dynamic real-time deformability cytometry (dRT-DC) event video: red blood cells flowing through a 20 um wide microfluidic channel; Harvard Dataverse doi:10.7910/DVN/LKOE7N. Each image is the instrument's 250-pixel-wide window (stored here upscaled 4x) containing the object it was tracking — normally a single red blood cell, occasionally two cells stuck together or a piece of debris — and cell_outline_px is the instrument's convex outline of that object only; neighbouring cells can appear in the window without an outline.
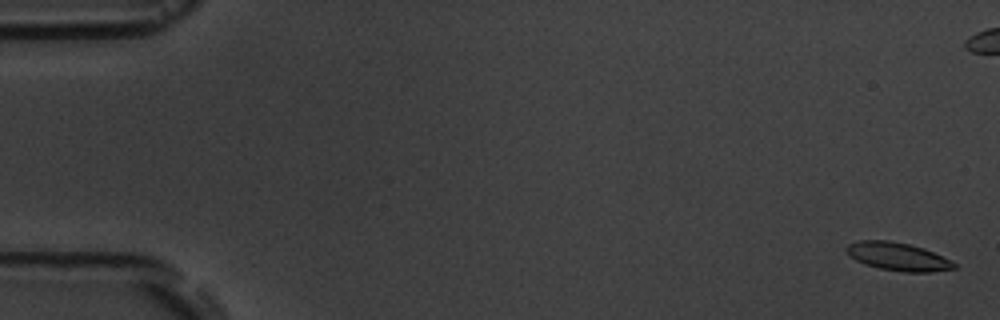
{"species": "common noctule bat (a hibernating species)", "species_latin": "Nyctalus noctula", "temperature_condition": "room temperature", "stored_images_in_passage": 6, "camera_frame_rate_fps": 3000, "um_per_image_px": 0.085, "animal": {"sex": "male", "body_mass_g": 19.5, "forearm_length_mm": 54.6}, "frame": {"image": 1, "passage_image": 1, "time_ms": 0.0, "image_size_px": [1000, 320], "cell_outline_px": [[956, 268], [932, 272], [904, 272], [880, 268], [864, 264], [856, 260], [844, 248], [848, 244], [860, 240], [888, 240], [908, 244], [924, 248], [956, 264]], "centroid_in_image_um": [76.29, 21.81], "position_along_channel_um": 8.7, "area_um2": 17.34}}
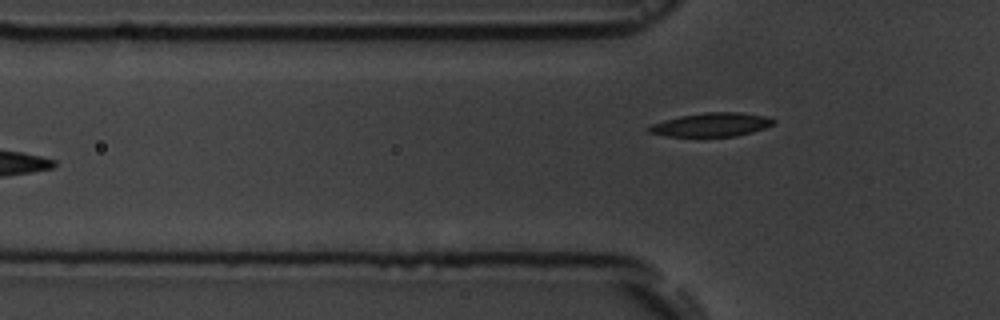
{"frame": {"image": 2, "passage_image": 6, "time_ms": 7.333, "image_size_px": [1000, 320], "cell_outline_px": [[776, 120], [772, 124], [764, 128], [752, 132], [736, 136], [664, 136], [648, 132], [644, 128], [652, 124], [664, 120], [680, 116], [704, 112], [740, 112], [768, 116]], "centroid_in_image_um": [60.45, 10.59], "position_along_channel_um": 65.4, "area_um2": 17.28}}